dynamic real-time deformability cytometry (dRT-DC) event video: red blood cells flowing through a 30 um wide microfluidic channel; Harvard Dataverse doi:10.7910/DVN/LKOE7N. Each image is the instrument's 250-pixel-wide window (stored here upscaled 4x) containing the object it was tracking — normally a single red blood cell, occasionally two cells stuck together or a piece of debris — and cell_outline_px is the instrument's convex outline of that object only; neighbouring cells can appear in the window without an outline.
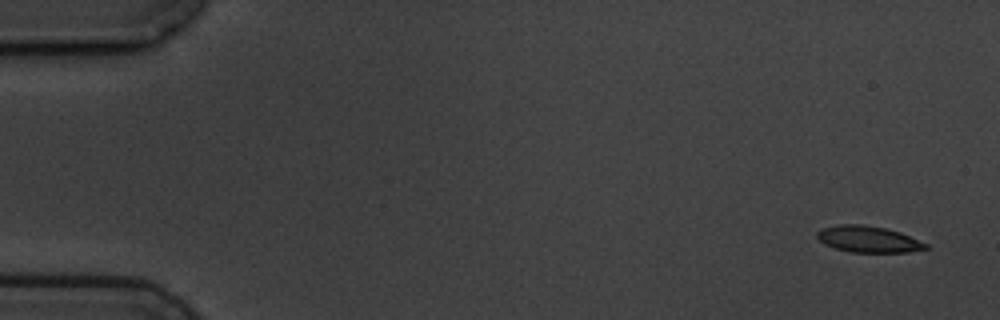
{"species": "common noctule bat (a hibernating species)", "species_latin": "Nyctalus noctula", "temperature_condition": "cold", "stored_images_in_passage": 5, "camera_frame_rate_fps": 3000, "um_per_image_px": 0.085, "animal": {"sex": "male", "body_mass_g": 19.5, "forearm_length_mm": 54.6}, "frame": {"image": 1, "passage_image": 1, "time_ms": 0.0, "image_size_px": [1000, 320], "cell_outline_px": [[928, 248], [908, 252], [852, 252], [836, 248], [824, 244], [816, 236], [816, 232], [820, 228], [836, 224], [864, 224], [884, 228], [900, 232], [928, 244]], "centroid_in_image_um": [73.77, 20.32], "position_along_channel_um": 11.2, "area_um2": 16.7}}
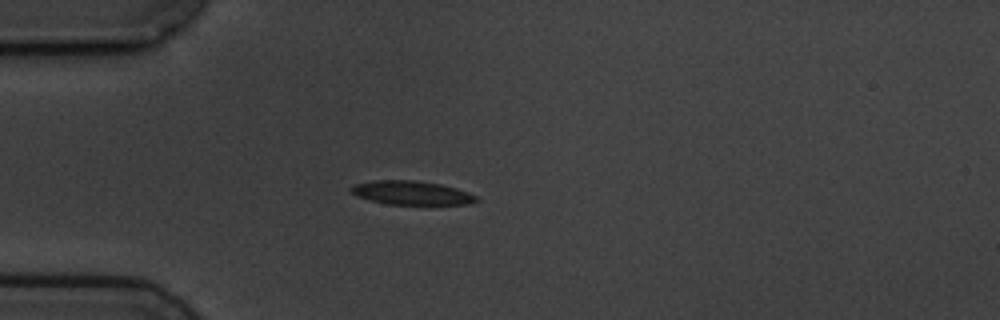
{"frame": {"image": 2, "passage_image": 4, "time_ms": 4.333, "image_size_px": [1000, 320], "cell_outline_px": [[480, 200], [472, 204], [388, 204], [368, 200], [356, 196], [348, 188], [356, 184], [372, 180], [416, 180], [440, 184], [456, 188], [468, 192], [476, 196]], "centroid_in_image_um": [34.97, 16.39], "position_along_channel_um": 50.0, "area_um2": 17.46}}